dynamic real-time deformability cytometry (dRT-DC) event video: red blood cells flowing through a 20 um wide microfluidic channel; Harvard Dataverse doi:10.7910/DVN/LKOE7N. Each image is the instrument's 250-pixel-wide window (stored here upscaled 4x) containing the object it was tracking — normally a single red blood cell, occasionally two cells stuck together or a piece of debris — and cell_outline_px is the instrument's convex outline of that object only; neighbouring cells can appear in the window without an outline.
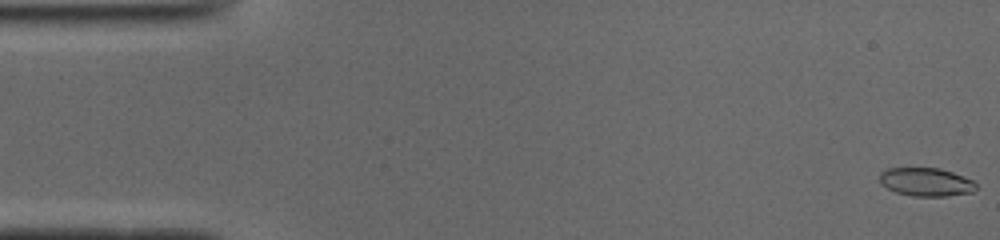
{"species": "common noctule bat (a hibernating species)", "species_latin": "Nyctalus noctula", "temperature_condition": "cold", "stored_images_in_passage": 12, "camera_frame_rate_fps": 3000, "um_per_image_px": 0.085, "animal": {"sex": "male", "body_mass_g": 19.0, "forearm_length_mm": 50.8}, "frame": {"image": 1, "passage_image": 1, "time_ms": 0.0, "image_size_px": [1000, 240], "cell_outline_px": [[976, 188], [972, 192], [944, 196], [912, 196], [896, 192], [880, 184], [880, 172], [888, 168], [940, 168], [952, 172], [972, 180], [976, 184]], "centroid_in_image_um": [78.69, 15.46], "position_along_channel_um": 6.3, "area_um2": 15.84}}